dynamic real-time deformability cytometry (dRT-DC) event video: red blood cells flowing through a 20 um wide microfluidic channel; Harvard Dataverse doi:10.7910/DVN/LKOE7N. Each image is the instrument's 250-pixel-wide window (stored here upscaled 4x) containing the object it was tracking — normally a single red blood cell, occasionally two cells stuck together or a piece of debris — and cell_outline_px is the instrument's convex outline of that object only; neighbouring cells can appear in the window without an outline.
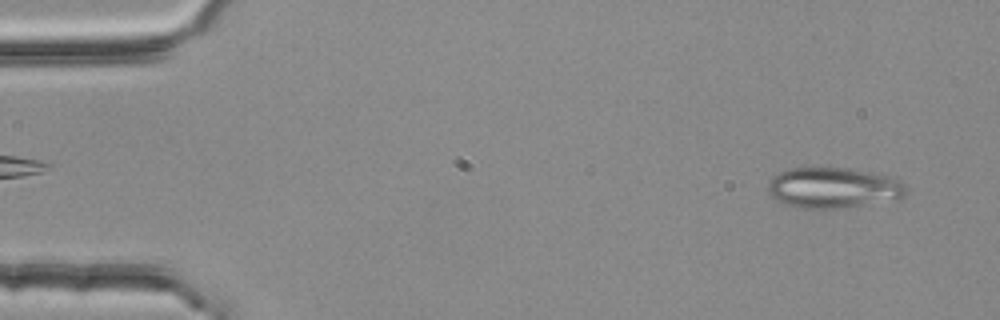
{"species": "common noctule bat (a hibernating species)", "species_latin": "Nyctalus noctula", "temperature_condition": "room temperature", "stored_images_in_passage": 53, "segment_of_instrument_passage": [1, 2], "camera_frame_rate_fps": 3000, "um_per_image_px": 0.085, "animal": {"sex": "female", "body_mass_g": 25.1}, "frame": {"image": 1, "passage_image": 3, "time_ms": 0.667, "image_size_px": [1000, 320], "cell_outline_px": [[904, 196], [896, 200], [844, 208], [804, 208], [784, 204], [776, 200], [768, 192], [768, 180], [772, 176], [780, 172], [792, 168], [848, 168], [872, 172], [888, 176], [900, 180], [904, 188]], "centroid_in_image_um": [70.81, 15.97], "position_along_channel_um": 14.2, "area_um2": 32.71}}
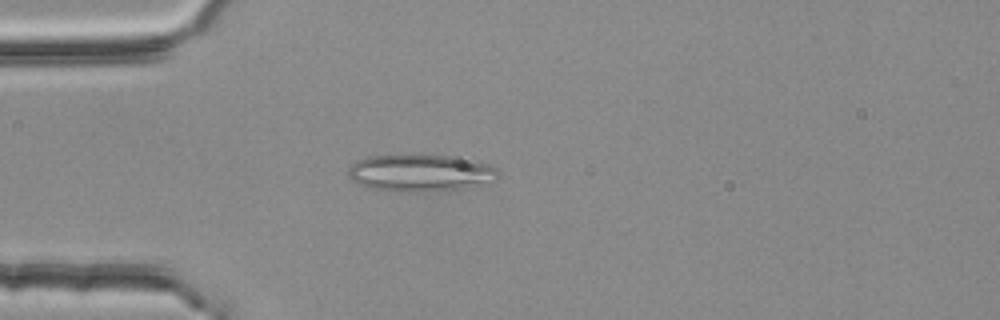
{"frame": {"image": 2, "passage_image": 14, "time_ms": 4.333, "image_size_px": [1000, 320], "cell_outline_px": [[500, 176], [496, 180], [460, 188], [416, 192], [376, 188], [360, 184], [352, 180], [348, 176], [348, 168], [352, 164], [368, 156], [468, 156], [496, 168], [500, 172]], "centroid_in_image_um": [35.81, 14.67], "position_along_channel_um": 49.2, "area_um2": 31.79}}